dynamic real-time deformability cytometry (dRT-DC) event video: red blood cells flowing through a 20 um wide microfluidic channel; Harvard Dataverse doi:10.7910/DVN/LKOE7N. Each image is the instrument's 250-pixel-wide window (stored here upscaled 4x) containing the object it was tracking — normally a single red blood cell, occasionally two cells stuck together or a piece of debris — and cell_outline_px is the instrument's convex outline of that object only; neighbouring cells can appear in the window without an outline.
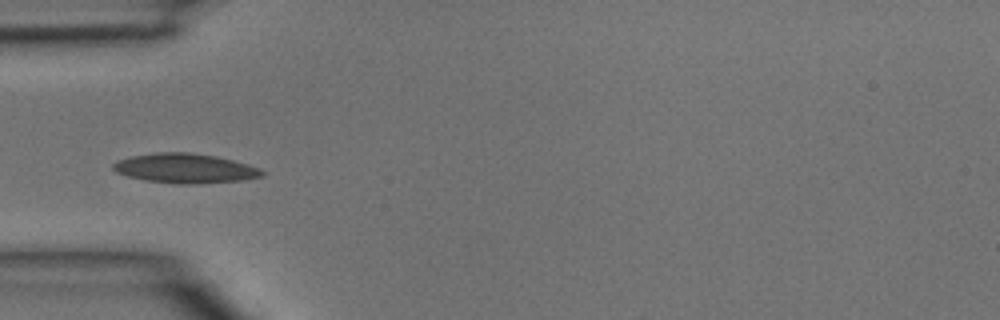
{"species": "common noctule bat (a hibernating species)", "species_latin": "Nyctalus noctula", "temperature_condition": "room temperature", "stored_images_in_passage": 4, "camera_frame_rate_fps": 3000, "um_per_image_px": 0.085, "animal": {"sex": "male", "body_mass_g": 15.6}, "frame": {"image": 1, "passage_image": 3, "time_ms": 0.667, "image_size_px": [1000, 320], "cell_outline_px": [[268, 172], [264, 176], [240, 180], [196, 184], [176, 184], [144, 180], [128, 176], [116, 172], [112, 168], [112, 164], [116, 160], [132, 156], [156, 152], [188, 152], [216, 156], [248, 164], [260, 168]], "centroid_in_image_um": [15.74, 14.31], "position_along_channel_um": 69.3, "area_um2": 25.84}}